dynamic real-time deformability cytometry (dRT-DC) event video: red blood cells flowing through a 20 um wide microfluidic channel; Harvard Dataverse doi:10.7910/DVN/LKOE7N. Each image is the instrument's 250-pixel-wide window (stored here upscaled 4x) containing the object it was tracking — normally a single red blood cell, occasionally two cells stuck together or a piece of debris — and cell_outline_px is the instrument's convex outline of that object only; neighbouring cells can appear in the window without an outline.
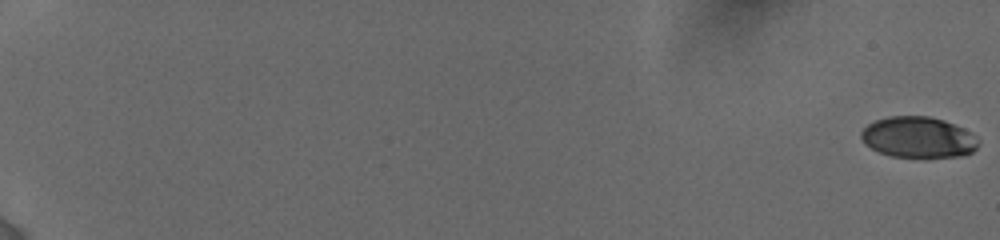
{"species": "human", "species_latin": "Homo sapiens", "temperature_condition": "cold", "stored_images_in_passage": 54, "camera_frame_rate_fps": 3000, "um_per_image_px": 0.085, "donor": {"sex": "female"}, "frame": {"image": 1, "passage_image": 1, "time_ms": 0.0, "image_size_px": [1000, 240], "cell_outline_px": [[980, 140], [976, 148], [972, 152], [960, 156], [892, 156], [880, 152], [864, 144], [860, 136], [860, 132], [868, 124], [876, 120], [888, 116], [928, 116], [944, 120], [964, 128]], "centroid_in_image_um": [78.04, 11.65], "position_along_channel_um": 7.0, "area_um2": 27.74}}
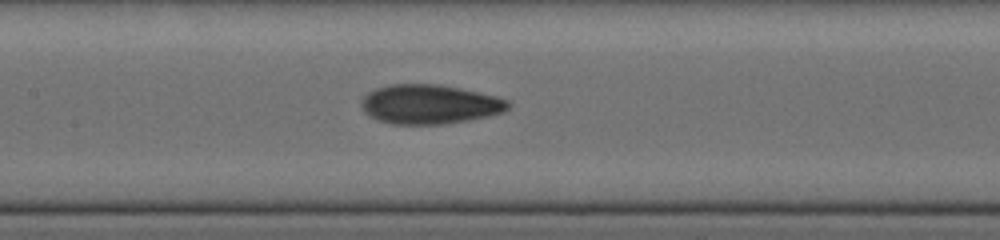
{"frame": {"image": 2, "passage_image": 31, "time_ms": 10.333, "image_size_px": [1000, 240], "cell_outline_px": [[508, 108], [504, 112], [488, 116], [468, 120], [440, 124], [392, 124], [380, 120], [364, 112], [360, 104], [364, 96], [368, 92], [376, 88], [388, 84], [440, 84], [460, 88], [496, 96], [508, 100]], "centroid_in_image_um": [36.5, 8.85], "position_along_channel_um": 170.9, "area_um2": 33.52}}
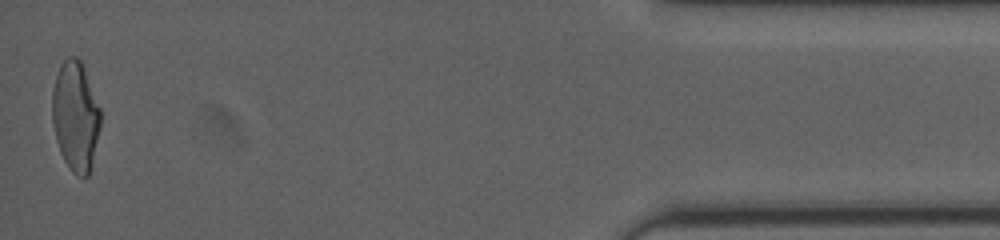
{"frame": {"image": 3, "passage_image": 54, "time_ms": 18.667, "image_size_px": [1000, 240], "cell_outline_px": [[100, 128], [88, 176], [84, 180], [76, 176], [72, 172], [64, 160], [60, 152], [56, 140], [52, 120], [52, 92], [56, 76], [60, 64], [68, 56], [76, 56], [80, 60], [84, 68], [100, 108]], "centroid_in_image_um": [6.4, 9.89], "position_along_channel_um": 428.8, "area_um2": 30.87}, "authors_computed_cell_mechanics": {"area_um2": 31.6166, "velocity_mm_per_s": 3.8799, "shape_relaxation_time_tau1_ms": 7.1751, "shape_relaxation_time_tau2_ms": 1.6586, "deformation_change_tau1": 0.2198, "deformation_change_tau2": 0.0747}}